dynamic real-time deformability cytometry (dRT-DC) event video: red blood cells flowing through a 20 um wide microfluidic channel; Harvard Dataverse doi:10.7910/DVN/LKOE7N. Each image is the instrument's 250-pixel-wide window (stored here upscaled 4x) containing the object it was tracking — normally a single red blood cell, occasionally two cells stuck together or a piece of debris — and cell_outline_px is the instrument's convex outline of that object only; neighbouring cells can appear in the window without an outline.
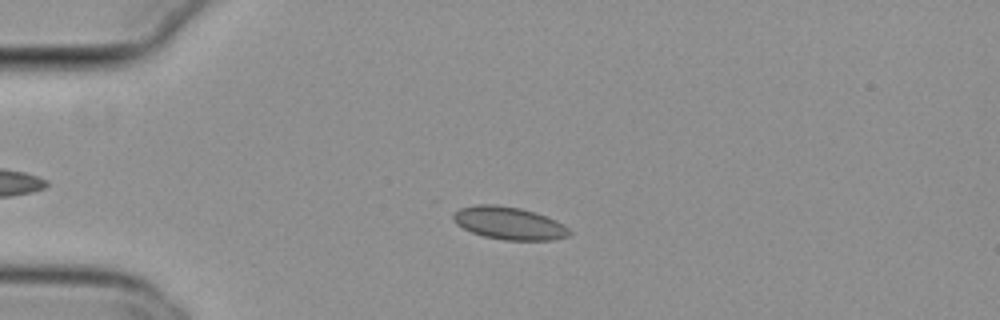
{"species": "common noctule bat (a hibernating species)", "species_latin": "Nyctalus noctula", "temperature_condition": "cold", "stored_images_in_passage": 49, "camera_frame_rate_fps": 3000, "um_per_image_px": 0.085, "animal": {"sex": "female", "body_mass_g": 29.2, "forearm_length_mm": 56.3}, "frame": {"image": 1, "passage_image": 8, "time_ms": 2.333, "image_size_px": [1000, 320], "cell_outline_px": [[572, 232], [568, 236], [552, 240], [504, 240], [484, 236], [472, 232], [456, 224], [452, 220], [452, 212], [460, 208], [476, 204], [496, 204], [520, 208], [556, 220], [564, 224]], "centroid_in_image_um": [43.23, 18.96], "position_along_channel_um": 41.8, "area_um2": 22.14}}
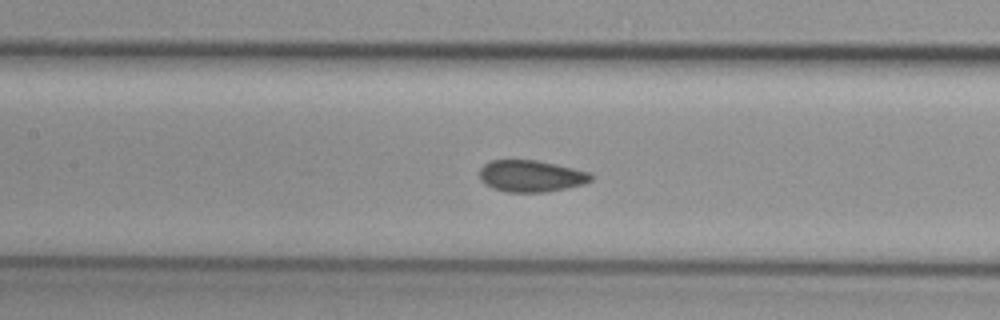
{"frame": {"image": 2, "passage_image": 20, "time_ms": 6.333, "image_size_px": [1000, 320], "cell_outline_px": [[596, 176], [592, 180], [584, 184], [568, 188], [544, 192], [508, 192], [492, 188], [484, 184], [480, 180], [480, 168], [484, 164], [492, 160], [536, 160], [556, 164], [592, 172]], "centroid_in_image_um": [45.18, 14.96], "position_along_channel_um": 162.2, "area_um2": 20.87}}
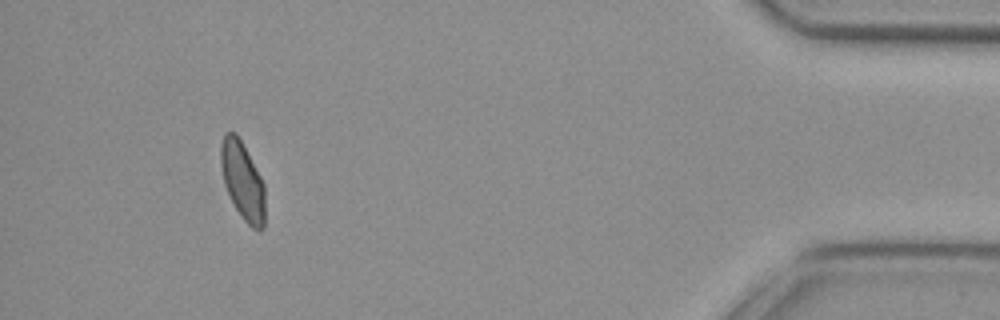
{"frame": {"image": 3, "passage_image": 45, "time_ms": 14.667, "image_size_px": [1000, 320], "cell_outline_px": [[264, 228], [260, 232], [252, 228], [244, 220], [236, 208], [224, 184], [220, 164], [220, 144], [224, 132], [236, 132], [260, 176], [264, 184]], "centroid_in_image_um": [20.61, 15.36], "position_along_channel_um": 414.6, "area_um2": 19.94}, "authors_computed_cell_mechanics": {"area_um2": 20.8658, "velocity_mm_per_s": 3.7965, "shape_relaxation_time_tau1_ms": null, "shape_relaxation_time_tau2_ms": 0.8574, "deformation_change_tau1": null, "deformation_change_tau2": 0.0531}}